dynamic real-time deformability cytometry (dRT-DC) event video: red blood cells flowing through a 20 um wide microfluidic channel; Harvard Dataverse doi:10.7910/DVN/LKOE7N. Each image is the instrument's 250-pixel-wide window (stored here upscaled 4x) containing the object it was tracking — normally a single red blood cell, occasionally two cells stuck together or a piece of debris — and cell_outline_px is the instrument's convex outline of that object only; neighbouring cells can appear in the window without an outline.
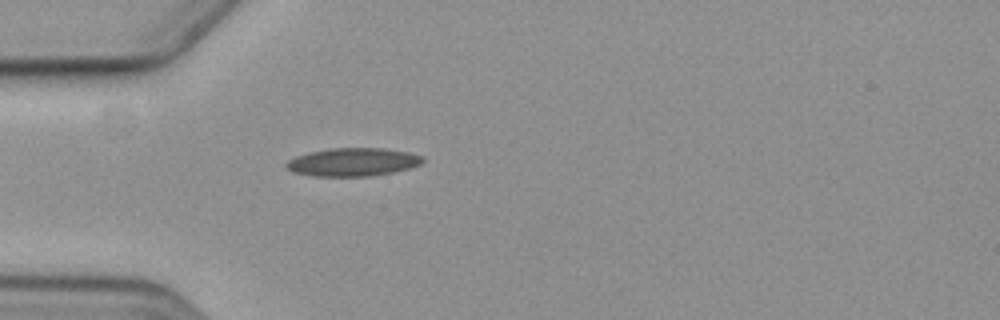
{"species": "common noctule bat (a hibernating species)", "species_latin": "Nyctalus noctula", "temperature_condition": "cold", "stored_images_in_passage": 2, "camera_frame_rate_fps": 3000, "um_per_image_px": 0.085, "animal": {"sex": "female", "body_mass_g": 19.3, "forearm_length_mm": 54.1}, "frame": {"image": 1, "passage_image": 2, "time_ms": 1.333, "image_size_px": [1000, 320], "cell_outline_px": [[424, 160], [420, 164], [412, 168], [392, 172], [368, 176], [312, 176], [292, 172], [284, 168], [284, 164], [288, 160], [296, 156], [308, 152], [332, 148], [384, 148], [408, 152], [424, 156]], "centroid_in_image_um": [29.97, 13.77], "position_along_channel_um": 55.0, "area_um2": 22.6}}